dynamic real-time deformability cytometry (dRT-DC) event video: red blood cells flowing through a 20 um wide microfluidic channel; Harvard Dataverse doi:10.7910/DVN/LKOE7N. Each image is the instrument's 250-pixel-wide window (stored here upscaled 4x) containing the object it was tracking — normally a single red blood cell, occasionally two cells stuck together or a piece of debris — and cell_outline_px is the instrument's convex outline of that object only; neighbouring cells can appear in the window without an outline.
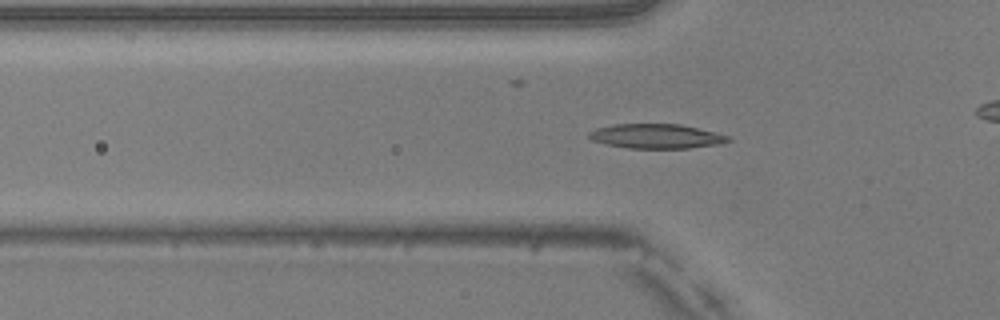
{"species": "common noctule bat (a hibernating species)", "species_latin": "Nyctalus noctula", "temperature_condition": "warm", "stored_images_in_passage": 42, "camera_frame_rate_fps": 3000, "um_per_image_px": 0.085, "animal": {"sex": "male", "body_mass_g": 20.5, "forearm_length_mm": 52.5}, "frame": {"image": 1, "passage_image": 17, "time_ms": 5.333, "image_size_px": [1000, 320], "cell_outline_px": [[732, 140], [720, 144], [688, 148], [628, 148], [608, 144], [592, 140], [588, 136], [588, 132], [596, 128], [616, 124], [680, 124], [716, 132], [728, 136]], "centroid_in_image_um": [55.8, 11.57], "position_along_channel_um": 70.0, "area_um2": 19.77}}
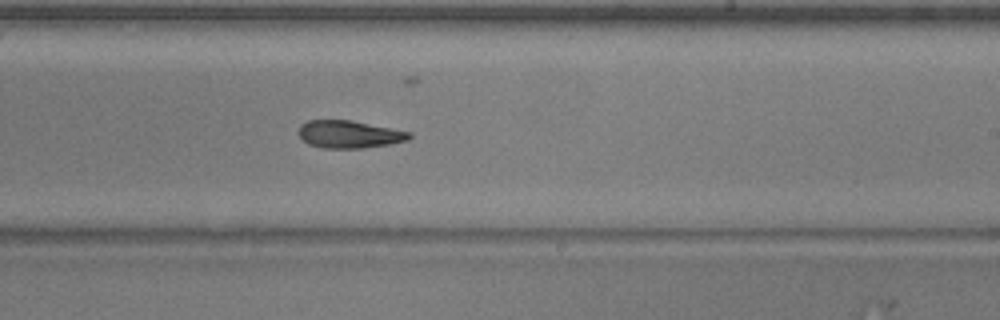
{"frame": {"image": 2, "passage_image": 31, "time_ms": 10.0, "image_size_px": [1000, 320], "cell_outline_px": [[412, 136], [408, 140], [392, 144], [364, 148], [324, 148], [308, 144], [300, 136], [300, 124], [308, 120], [352, 120], [412, 132]], "centroid_in_image_um": [29.73, 11.41], "position_along_channel_um": 259.3, "area_um2": 17.86}}
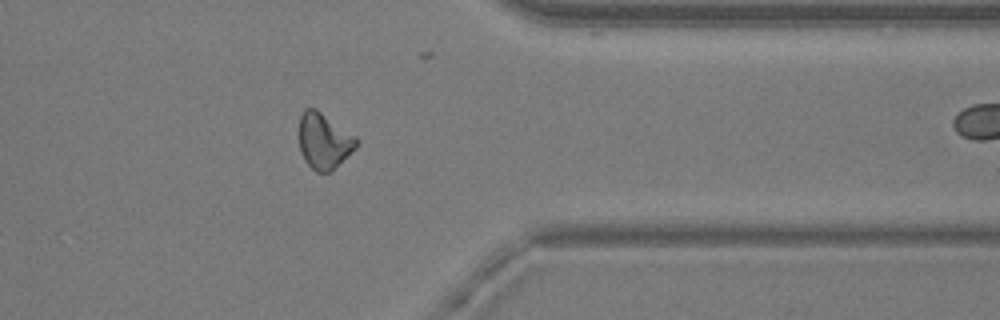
{"frame": {"image": 3, "passage_image": 41, "time_ms": 13.333, "image_size_px": [1000, 320], "cell_outline_px": [[360, 140], [356, 148], [332, 172], [316, 172], [304, 160], [300, 152], [300, 116], [304, 108], [316, 108], [356, 136]], "centroid_in_image_um": [27.56, 11.99], "position_along_channel_um": 383.8, "area_um2": 18.84}}